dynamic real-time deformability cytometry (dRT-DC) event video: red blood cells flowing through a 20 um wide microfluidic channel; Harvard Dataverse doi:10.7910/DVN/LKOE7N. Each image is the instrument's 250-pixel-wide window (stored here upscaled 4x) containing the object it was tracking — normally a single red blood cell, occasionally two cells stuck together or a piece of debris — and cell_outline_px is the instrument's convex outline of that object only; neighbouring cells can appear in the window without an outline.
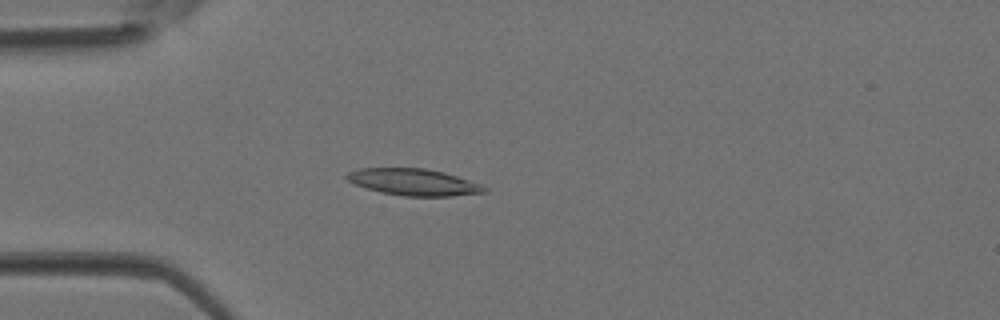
{"species": "Egyptian fruit bat (a non-hibernating species)", "species_latin": "Rousettus aegyptiacus", "temperature_condition": "room temperature", "stored_images_in_passage": 2, "camera_frame_rate_fps": 3000, "um_per_image_px": 0.085, "animal": {"sex": "female"}, "frame": {"image": 1, "passage_image": 2, "time_ms": 0.333, "image_size_px": [1000, 320], "cell_outline_px": [[488, 192], [452, 196], [404, 196], [384, 192], [368, 188], [356, 184], [348, 180], [344, 176], [348, 172], [360, 168], [424, 168], [444, 172], [480, 184], [488, 188]], "centroid_in_image_um": [35.19, 15.47], "position_along_channel_um": 49.8, "area_um2": 21.15}}